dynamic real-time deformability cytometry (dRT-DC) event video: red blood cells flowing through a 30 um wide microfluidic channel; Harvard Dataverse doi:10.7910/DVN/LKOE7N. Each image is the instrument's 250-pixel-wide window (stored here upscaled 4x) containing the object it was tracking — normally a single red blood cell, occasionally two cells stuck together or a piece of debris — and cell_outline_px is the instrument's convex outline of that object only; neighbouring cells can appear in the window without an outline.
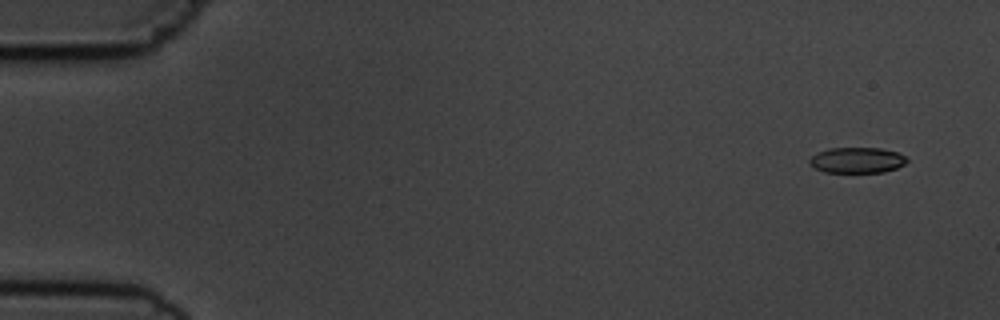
{"species": "common noctule bat (a hibernating species)", "species_latin": "Nyctalus noctula", "temperature_condition": "cold", "stored_images_in_passage": 4, "camera_frame_rate_fps": 3000, "um_per_image_px": 0.085, "animal": {"sex": "male", "body_mass_g": 19.5, "forearm_length_mm": 54.6}, "frame": {"image": 1, "passage_image": 1, "time_ms": 0.0, "image_size_px": [1000, 320], "cell_outline_px": [[908, 160], [904, 164], [896, 168], [884, 172], [824, 172], [808, 164], [808, 160], [816, 152], [828, 148], [880, 148], [896, 152], [904, 156]], "centroid_in_image_um": [72.8, 13.61], "position_along_channel_um": 12.2, "area_um2": 14.57}}
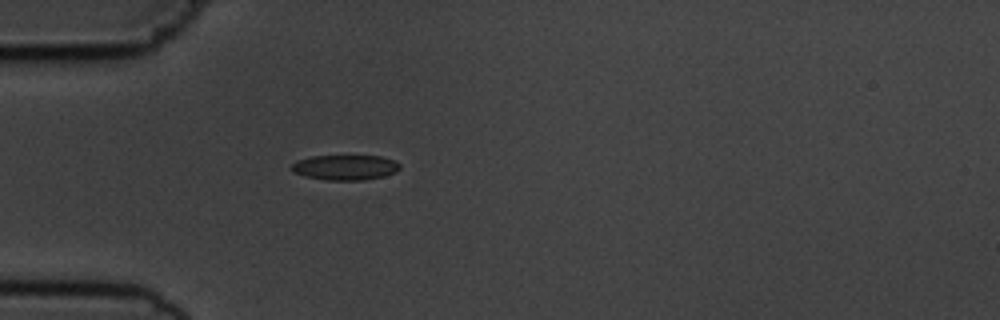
{"frame": {"image": 2, "passage_image": 4, "time_ms": 4.333, "image_size_px": [1000, 320], "cell_outline_px": [[400, 168], [396, 172], [384, 176], [364, 180], [324, 180], [304, 176], [292, 172], [288, 168], [296, 160], [312, 156], [380, 156], [392, 160], [400, 164]], "centroid_in_image_um": [29.28, 14.23], "position_along_channel_um": 55.7, "area_um2": 16.01}}